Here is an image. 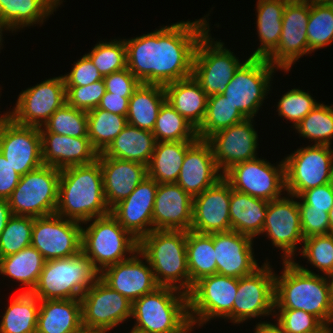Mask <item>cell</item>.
I'll return each instance as SVG.
<instances>
[{
    "label": "cell",
    "instance_id": "obj_49",
    "mask_svg": "<svg viewBox=\"0 0 333 333\" xmlns=\"http://www.w3.org/2000/svg\"><path fill=\"white\" fill-rule=\"evenodd\" d=\"M301 250V251H300ZM303 258L323 272L324 276H329L333 272V234L314 235L305 238L302 249H299Z\"/></svg>",
    "mask_w": 333,
    "mask_h": 333
},
{
    "label": "cell",
    "instance_id": "obj_66",
    "mask_svg": "<svg viewBox=\"0 0 333 333\" xmlns=\"http://www.w3.org/2000/svg\"><path fill=\"white\" fill-rule=\"evenodd\" d=\"M330 286H331V291H332V296H333V272L328 276Z\"/></svg>",
    "mask_w": 333,
    "mask_h": 333
},
{
    "label": "cell",
    "instance_id": "obj_43",
    "mask_svg": "<svg viewBox=\"0 0 333 333\" xmlns=\"http://www.w3.org/2000/svg\"><path fill=\"white\" fill-rule=\"evenodd\" d=\"M157 142L196 141L197 129L166 100L161 105L152 131Z\"/></svg>",
    "mask_w": 333,
    "mask_h": 333
},
{
    "label": "cell",
    "instance_id": "obj_13",
    "mask_svg": "<svg viewBox=\"0 0 333 333\" xmlns=\"http://www.w3.org/2000/svg\"><path fill=\"white\" fill-rule=\"evenodd\" d=\"M80 301L84 330L106 333L131 318L132 302L100 278L81 296Z\"/></svg>",
    "mask_w": 333,
    "mask_h": 333
},
{
    "label": "cell",
    "instance_id": "obj_45",
    "mask_svg": "<svg viewBox=\"0 0 333 333\" xmlns=\"http://www.w3.org/2000/svg\"><path fill=\"white\" fill-rule=\"evenodd\" d=\"M300 137L314 141V145L331 146L333 139V106L319 104L295 127Z\"/></svg>",
    "mask_w": 333,
    "mask_h": 333
},
{
    "label": "cell",
    "instance_id": "obj_16",
    "mask_svg": "<svg viewBox=\"0 0 333 333\" xmlns=\"http://www.w3.org/2000/svg\"><path fill=\"white\" fill-rule=\"evenodd\" d=\"M82 225L56 213L35 217L31 245L46 261L74 256L81 251Z\"/></svg>",
    "mask_w": 333,
    "mask_h": 333
},
{
    "label": "cell",
    "instance_id": "obj_62",
    "mask_svg": "<svg viewBox=\"0 0 333 333\" xmlns=\"http://www.w3.org/2000/svg\"><path fill=\"white\" fill-rule=\"evenodd\" d=\"M9 118H10V111L3 113V115L0 114V126Z\"/></svg>",
    "mask_w": 333,
    "mask_h": 333
},
{
    "label": "cell",
    "instance_id": "obj_56",
    "mask_svg": "<svg viewBox=\"0 0 333 333\" xmlns=\"http://www.w3.org/2000/svg\"><path fill=\"white\" fill-rule=\"evenodd\" d=\"M299 197L313 209L329 213L333 207V182L306 190Z\"/></svg>",
    "mask_w": 333,
    "mask_h": 333
},
{
    "label": "cell",
    "instance_id": "obj_6",
    "mask_svg": "<svg viewBox=\"0 0 333 333\" xmlns=\"http://www.w3.org/2000/svg\"><path fill=\"white\" fill-rule=\"evenodd\" d=\"M99 276L91 260L80 251L68 258L47 260L31 293L40 301L80 299Z\"/></svg>",
    "mask_w": 333,
    "mask_h": 333
},
{
    "label": "cell",
    "instance_id": "obj_36",
    "mask_svg": "<svg viewBox=\"0 0 333 333\" xmlns=\"http://www.w3.org/2000/svg\"><path fill=\"white\" fill-rule=\"evenodd\" d=\"M165 100L162 85L140 83L129 99L127 123L152 132L159 109Z\"/></svg>",
    "mask_w": 333,
    "mask_h": 333
},
{
    "label": "cell",
    "instance_id": "obj_44",
    "mask_svg": "<svg viewBox=\"0 0 333 333\" xmlns=\"http://www.w3.org/2000/svg\"><path fill=\"white\" fill-rule=\"evenodd\" d=\"M307 40L308 54L333 43V1L310 3Z\"/></svg>",
    "mask_w": 333,
    "mask_h": 333
},
{
    "label": "cell",
    "instance_id": "obj_39",
    "mask_svg": "<svg viewBox=\"0 0 333 333\" xmlns=\"http://www.w3.org/2000/svg\"><path fill=\"white\" fill-rule=\"evenodd\" d=\"M13 298L0 321V333H36L40 300L31 292Z\"/></svg>",
    "mask_w": 333,
    "mask_h": 333
},
{
    "label": "cell",
    "instance_id": "obj_52",
    "mask_svg": "<svg viewBox=\"0 0 333 333\" xmlns=\"http://www.w3.org/2000/svg\"><path fill=\"white\" fill-rule=\"evenodd\" d=\"M105 92L104 80L87 86L66 87V103L78 110L88 112L98 107Z\"/></svg>",
    "mask_w": 333,
    "mask_h": 333
},
{
    "label": "cell",
    "instance_id": "obj_19",
    "mask_svg": "<svg viewBox=\"0 0 333 333\" xmlns=\"http://www.w3.org/2000/svg\"><path fill=\"white\" fill-rule=\"evenodd\" d=\"M309 16L310 3L290 0L286 4L278 47L266 58L271 65L288 72L301 56L308 55Z\"/></svg>",
    "mask_w": 333,
    "mask_h": 333
},
{
    "label": "cell",
    "instance_id": "obj_21",
    "mask_svg": "<svg viewBox=\"0 0 333 333\" xmlns=\"http://www.w3.org/2000/svg\"><path fill=\"white\" fill-rule=\"evenodd\" d=\"M253 120L247 118L214 133L207 139L222 174L237 163L257 158L258 134L254 129Z\"/></svg>",
    "mask_w": 333,
    "mask_h": 333
},
{
    "label": "cell",
    "instance_id": "obj_46",
    "mask_svg": "<svg viewBox=\"0 0 333 333\" xmlns=\"http://www.w3.org/2000/svg\"><path fill=\"white\" fill-rule=\"evenodd\" d=\"M39 130L69 137H88L87 112L65 103Z\"/></svg>",
    "mask_w": 333,
    "mask_h": 333
},
{
    "label": "cell",
    "instance_id": "obj_23",
    "mask_svg": "<svg viewBox=\"0 0 333 333\" xmlns=\"http://www.w3.org/2000/svg\"><path fill=\"white\" fill-rule=\"evenodd\" d=\"M230 198L231 185L224 177L194 196L190 230L200 234L230 231Z\"/></svg>",
    "mask_w": 333,
    "mask_h": 333
},
{
    "label": "cell",
    "instance_id": "obj_38",
    "mask_svg": "<svg viewBox=\"0 0 333 333\" xmlns=\"http://www.w3.org/2000/svg\"><path fill=\"white\" fill-rule=\"evenodd\" d=\"M46 260L32 245L15 254L0 257V274L17 280L32 292L36 286Z\"/></svg>",
    "mask_w": 333,
    "mask_h": 333
},
{
    "label": "cell",
    "instance_id": "obj_9",
    "mask_svg": "<svg viewBox=\"0 0 333 333\" xmlns=\"http://www.w3.org/2000/svg\"><path fill=\"white\" fill-rule=\"evenodd\" d=\"M238 291V278L214 274L195 282L188 293V314L192 328L211 319L223 318L233 323V304Z\"/></svg>",
    "mask_w": 333,
    "mask_h": 333
},
{
    "label": "cell",
    "instance_id": "obj_69",
    "mask_svg": "<svg viewBox=\"0 0 333 333\" xmlns=\"http://www.w3.org/2000/svg\"><path fill=\"white\" fill-rule=\"evenodd\" d=\"M4 40L0 39V50L2 49L1 46H2V43Z\"/></svg>",
    "mask_w": 333,
    "mask_h": 333
},
{
    "label": "cell",
    "instance_id": "obj_68",
    "mask_svg": "<svg viewBox=\"0 0 333 333\" xmlns=\"http://www.w3.org/2000/svg\"><path fill=\"white\" fill-rule=\"evenodd\" d=\"M80 333H94V332H90V331H87V330H82Z\"/></svg>",
    "mask_w": 333,
    "mask_h": 333
},
{
    "label": "cell",
    "instance_id": "obj_51",
    "mask_svg": "<svg viewBox=\"0 0 333 333\" xmlns=\"http://www.w3.org/2000/svg\"><path fill=\"white\" fill-rule=\"evenodd\" d=\"M273 314L284 333H312L323 325L317 317L303 310L274 309Z\"/></svg>",
    "mask_w": 333,
    "mask_h": 333
},
{
    "label": "cell",
    "instance_id": "obj_3",
    "mask_svg": "<svg viewBox=\"0 0 333 333\" xmlns=\"http://www.w3.org/2000/svg\"><path fill=\"white\" fill-rule=\"evenodd\" d=\"M55 213L82 224L110 213L98 160L61 170Z\"/></svg>",
    "mask_w": 333,
    "mask_h": 333
},
{
    "label": "cell",
    "instance_id": "obj_55",
    "mask_svg": "<svg viewBox=\"0 0 333 333\" xmlns=\"http://www.w3.org/2000/svg\"><path fill=\"white\" fill-rule=\"evenodd\" d=\"M106 92L130 98L134 90L140 85V81L128 68L111 73L103 78Z\"/></svg>",
    "mask_w": 333,
    "mask_h": 333
},
{
    "label": "cell",
    "instance_id": "obj_11",
    "mask_svg": "<svg viewBox=\"0 0 333 333\" xmlns=\"http://www.w3.org/2000/svg\"><path fill=\"white\" fill-rule=\"evenodd\" d=\"M278 70L265 58L248 57L238 68L223 95L246 118H254L264 103Z\"/></svg>",
    "mask_w": 333,
    "mask_h": 333
},
{
    "label": "cell",
    "instance_id": "obj_20",
    "mask_svg": "<svg viewBox=\"0 0 333 333\" xmlns=\"http://www.w3.org/2000/svg\"><path fill=\"white\" fill-rule=\"evenodd\" d=\"M0 152L21 176L39 168L43 165L39 127L20 125L9 118L0 126Z\"/></svg>",
    "mask_w": 333,
    "mask_h": 333
},
{
    "label": "cell",
    "instance_id": "obj_37",
    "mask_svg": "<svg viewBox=\"0 0 333 333\" xmlns=\"http://www.w3.org/2000/svg\"><path fill=\"white\" fill-rule=\"evenodd\" d=\"M195 141L157 142L151 161L147 166L148 176L158 184L176 183L186 150Z\"/></svg>",
    "mask_w": 333,
    "mask_h": 333
},
{
    "label": "cell",
    "instance_id": "obj_26",
    "mask_svg": "<svg viewBox=\"0 0 333 333\" xmlns=\"http://www.w3.org/2000/svg\"><path fill=\"white\" fill-rule=\"evenodd\" d=\"M222 177L210 143L198 138L186 150L176 183L194 197L213 186Z\"/></svg>",
    "mask_w": 333,
    "mask_h": 333
},
{
    "label": "cell",
    "instance_id": "obj_53",
    "mask_svg": "<svg viewBox=\"0 0 333 333\" xmlns=\"http://www.w3.org/2000/svg\"><path fill=\"white\" fill-rule=\"evenodd\" d=\"M296 198L300 201H298V207L301 218V231L304 239L314 235L330 234L329 213L313 209L300 197Z\"/></svg>",
    "mask_w": 333,
    "mask_h": 333
},
{
    "label": "cell",
    "instance_id": "obj_28",
    "mask_svg": "<svg viewBox=\"0 0 333 333\" xmlns=\"http://www.w3.org/2000/svg\"><path fill=\"white\" fill-rule=\"evenodd\" d=\"M103 175L104 195L107 206L111 209L127 198L148 176L147 166L141 163L106 157L98 154Z\"/></svg>",
    "mask_w": 333,
    "mask_h": 333
},
{
    "label": "cell",
    "instance_id": "obj_30",
    "mask_svg": "<svg viewBox=\"0 0 333 333\" xmlns=\"http://www.w3.org/2000/svg\"><path fill=\"white\" fill-rule=\"evenodd\" d=\"M80 299L41 300L36 333H80Z\"/></svg>",
    "mask_w": 333,
    "mask_h": 333
},
{
    "label": "cell",
    "instance_id": "obj_65",
    "mask_svg": "<svg viewBox=\"0 0 333 333\" xmlns=\"http://www.w3.org/2000/svg\"><path fill=\"white\" fill-rule=\"evenodd\" d=\"M130 333H151V332L143 331L141 329L132 327Z\"/></svg>",
    "mask_w": 333,
    "mask_h": 333
},
{
    "label": "cell",
    "instance_id": "obj_5",
    "mask_svg": "<svg viewBox=\"0 0 333 333\" xmlns=\"http://www.w3.org/2000/svg\"><path fill=\"white\" fill-rule=\"evenodd\" d=\"M134 328L151 333H191L188 294L159 286L132 302Z\"/></svg>",
    "mask_w": 333,
    "mask_h": 333
},
{
    "label": "cell",
    "instance_id": "obj_25",
    "mask_svg": "<svg viewBox=\"0 0 333 333\" xmlns=\"http://www.w3.org/2000/svg\"><path fill=\"white\" fill-rule=\"evenodd\" d=\"M253 242L251 237L233 230L213 233L217 274L240 278L258 269Z\"/></svg>",
    "mask_w": 333,
    "mask_h": 333
},
{
    "label": "cell",
    "instance_id": "obj_4",
    "mask_svg": "<svg viewBox=\"0 0 333 333\" xmlns=\"http://www.w3.org/2000/svg\"><path fill=\"white\" fill-rule=\"evenodd\" d=\"M187 231L152 230L139 240V251L148 260L159 286L190 292L186 250Z\"/></svg>",
    "mask_w": 333,
    "mask_h": 333
},
{
    "label": "cell",
    "instance_id": "obj_8",
    "mask_svg": "<svg viewBox=\"0 0 333 333\" xmlns=\"http://www.w3.org/2000/svg\"><path fill=\"white\" fill-rule=\"evenodd\" d=\"M61 170L49 165L21 176L7 199L12 215L43 217L55 214Z\"/></svg>",
    "mask_w": 333,
    "mask_h": 333
},
{
    "label": "cell",
    "instance_id": "obj_24",
    "mask_svg": "<svg viewBox=\"0 0 333 333\" xmlns=\"http://www.w3.org/2000/svg\"><path fill=\"white\" fill-rule=\"evenodd\" d=\"M158 183L147 176L125 199L110 209L119 224L137 240L153 230V208Z\"/></svg>",
    "mask_w": 333,
    "mask_h": 333
},
{
    "label": "cell",
    "instance_id": "obj_67",
    "mask_svg": "<svg viewBox=\"0 0 333 333\" xmlns=\"http://www.w3.org/2000/svg\"><path fill=\"white\" fill-rule=\"evenodd\" d=\"M5 29L0 25V39H3L2 38V35H3V31H4Z\"/></svg>",
    "mask_w": 333,
    "mask_h": 333
},
{
    "label": "cell",
    "instance_id": "obj_48",
    "mask_svg": "<svg viewBox=\"0 0 333 333\" xmlns=\"http://www.w3.org/2000/svg\"><path fill=\"white\" fill-rule=\"evenodd\" d=\"M34 218L12 215L0 235V257L15 254L31 245Z\"/></svg>",
    "mask_w": 333,
    "mask_h": 333
},
{
    "label": "cell",
    "instance_id": "obj_15",
    "mask_svg": "<svg viewBox=\"0 0 333 333\" xmlns=\"http://www.w3.org/2000/svg\"><path fill=\"white\" fill-rule=\"evenodd\" d=\"M275 272L266 260L252 274L238 278V291L233 304V323L274 315Z\"/></svg>",
    "mask_w": 333,
    "mask_h": 333
},
{
    "label": "cell",
    "instance_id": "obj_22",
    "mask_svg": "<svg viewBox=\"0 0 333 333\" xmlns=\"http://www.w3.org/2000/svg\"><path fill=\"white\" fill-rule=\"evenodd\" d=\"M99 278L131 302L159 287L148 260L139 250L130 258L104 269Z\"/></svg>",
    "mask_w": 333,
    "mask_h": 333
},
{
    "label": "cell",
    "instance_id": "obj_2",
    "mask_svg": "<svg viewBox=\"0 0 333 333\" xmlns=\"http://www.w3.org/2000/svg\"><path fill=\"white\" fill-rule=\"evenodd\" d=\"M275 274V308L303 310L323 324H333V296L328 276L316 274L295 260L283 261Z\"/></svg>",
    "mask_w": 333,
    "mask_h": 333
},
{
    "label": "cell",
    "instance_id": "obj_63",
    "mask_svg": "<svg viewBox=\"0 0 333 333\" xmlns=\"http://www.w3.org/2000/svg\"><path fill=\"white\" fill-rule=\"evenodd\" d=\"M330 233L333 234V207L329 211Z\"/></svg>",
    "mask_w": 333,
    "mask_h": 333
},
{
    "label": "cell",
    "instance_id": "obj_60",
    "mask_svg": "<svg viewBox=\"0 0 333 333\" xmlns=\"http://www.w3.org/2000/svg\"><path fill=\"white\" fill-rule=\"evenodd\" d=\"M12 216L7 199H0V235L5 229L9 218Z\"/></svg>",
    "mask_w": 333,
    "mask_h": 333
},
{
    "label": "cell",
    "instance_id": "obj_47",
    "mask_svg": "<svg viewBox=\"0 0 333 333\" xmlns=\"http://www.w3.org/2000/svg\"><path fill=\"white\" fill-rule=\"evenodd\" d=\"M86 55L103 77L127 68V48L124 39L100 41Z\"/></svg>",
    "mask_w": 333,
    "mask_h": 333
},
{
    "label": "cell",
    "instance_id": "obj_61",
    "mask_svg": "<svg viewBox=\"0 0 333 333\" xmlns=\"http://www.w3.org/2000/svg\"><path fill=\"white\" fill-rule=\"evenodd\" d=\"M332 324H323L319 329L312 333H333Z\"/></svg>",
    "mask_w": 333,
    "mask_h": 333
},
{
    "label": "cell",
    "instance_id": "obj_57",
    "mask_svg": "<svg viewBox=\"0 0 333 333\" xmlns=\"http://www.w3.org/2000/svg\"><path fill=\"white\" fill-rule=\"evenodd\" d=\"M21 175L12 169L4 155L0 152V199H8L17 187Z\"/></svg>",
    "mask_w": 333,
    "mask_h": 333
},
{
    "label": "cell",
    "instance_id": "obj_14",
    "mask_svg": "<svg viewBox=\"0 0 333 333\" xmlns=\"http://www.w3.org/2000/svg\"><path fill=\"white\" fill-rule=\"evenodd\" d=\"M223 177L233 190L266 201L281 198L285 189L284 160L274 166L266 159L254 158L229 168Z\"/></svg>",
    "mask_w": 333,
    "mask_h": 333
},
{
    "label": "cell",
    "instance_id": "obj_1",
    "mask_svg": "<svg viewBox=\"0 0 333 333\" xmlns=\"http://www.w3.org/2000/svg\"><path fill=\"white\" fill-rule=\"evenodd\" d=\"M207 15L124 39L129 71L141 83L162 86L191 77L197 43L210 30Z\"/></svg>",
    "mask_w": 333,
    "mask_h": 333
},
{
    "label": "cell",
    "instance_id": "obj_29",
    "mask_svg": "<svg viewBox=\"0 0 333 333\" xmlns=\"http://www.w3.org/2000/svg\"><path fill=\"white\" fill-rule=\"evenodd\" d=\"M41 133L42 162L57 169L95 162L98 152L88 137H69L51 132Z\"/></svg>",
    "mask_w": 333,
    "mask_h": 333
},
{
    "label": "cell",
    "instance_id": "obj_64",
    "mask_svg": "<svg viewBox=\"0 0 333 333\" xmlns=\"http://www.w3.org/2000/svg\"><path fill=\"white\" fill-rule=\"evenodd\" d=\"M298 2H306V3H320V2H331L333 0H295Z\"/></svg>",
    "mask_w": 333,
    "mask_h": 333
},
{
    "label": "cell",
    "instance_id": "obj_12",
    "mask_svg": "<svg viewBox=\"0 0 333 333\" xmlns=\"http://www.w3.org/2000/svg\"><path fill=\"white\" fill-rule=\"evenodd\" d=\"M286 194L299 197L304 191L333 182V149L326 145L300 147L284 158Z\"/></svg>",
    "mask_w": 333,
    "mask_h": 333
},
{
    "label": "cell",
    "instance_id": "obj_54",
    "mask_svg": "<svg viewBox=\"0 0 333 333\" xmlns=\"http://www.w3.org/2000/svg\"><path fill=\"white\" fill-rule=\"evenodd\" d=\"M65 87L87 86L96 81L103 80L102 74L85 54L74 62L70 73L63 75Z\"/></svg>",
    "mask_w": 333,
    "mask_h": 333
},
{
    "label": "cell",
    "instance_id": "obj_17",
    "mask_svg": "<svg viewBox=\"0 0 333 333\" xmlns=\"http://www.w3.org/2000/svg\"><path fill=\"white\" fill-rule=\"evenodd\" d=\"M66 103V87L62 76L53 77L29 87L18 95L10 118L24 126L42 127Z\"/></svg>",
    "mask_w": 333,
    "mask_h": 333
},
{
    "label": "cell",
    "instance_id": "obj_35",
    "mask_svg": "<svg viewBox=\"0 0 333 333\" xmlns=\"http://www.w3.org/2000/svg\"><path fill=\"white\" fill-rule=\"evenodd\" d=\"M290 0H257V33L260 46L250 57L267 58L279 44L282 18Z\"/></svg>",
    "mask_w": 333,
    "mask_h": 333
},
{
    "label": "cell",
    "instance_id": "obj_32",
    "mask_svg": "<svg viewBox=\"0 0 333 333\" xmlns=\"http://www.w3.org/2000/svg\"><path fill=\"white\" fill-rule=\"evenodd\" d=\"M63 0H0V25L6 31L43 24ZM37 22V23H36Z\"/></svg>",
    "mask_w": 333,
    "mask_h": 333
},
{
    "label": "cell",
    "instance_id": "obj_33",
    "mask_svg": "<svg viewBox=\"0 0 333 333\" xmlns=\"http://www.w3.org/2000/svg\"><path fill=\"white\" fill-rule=\"evenodd\" d=\"M269 201L233 190L230 198L231 230L252 239L262 233Z\"/></svg>",
    "mask_w": 333,
    "mask_h": 333
},
{
    "label": "cell",
    "instance_id": "obj_40",
    "mask_svg": "<svg viewBox=\"0 0 333 333\" xmlns=\"http://www.w3.org/2000/svg\"><path fill=\"white\" fill-rule=\"evenodd\" d=\"M186 250L191 291L193 284L199 279L217 273L213 233L187 231Z\"/></svg>",
    "mask_w": 333,
    "mask_h": 333
},
{
    "label": "cell",
    "instance_id": "obj_41",
    "mask_svg": "<svg viewBox=\"0 0 333 333\" xmlns=\"http://www.w3.org/2000/svg\"><path fill=\"white\" fill-rule=\"evenodd\" d=\"M247 119L223 94L207 99L206 114L197 129L199 139L207 140L214 133Z\"/></svg>",
    "mask_w": 333,
    "mask_h": 333
},
{
    "label": "cell",
    "instance_id": "obj_27",
    "mask_svg": "<svg viewBox=\"0 0 333 333\" xmlns=\"http://www.w3.org/2000/svg\"><path fill=\"white\" fill-rule=\"evenodd\" d=\"M193 197L177 183L158 184L153 208V230L189 231Z\"/></svg>",
    "mask_w": 333,
    "mask_h": 333
},
{
    "label": "cell",
    "instance_id": "obj_34",
    "mask_svg": "<svg viewBox=\"0 0 333 333\" xmlns=\"http://www.w3.org/2000/svg\"><path fill=\"white\" fill-rule=\"evenodd\" d=\"M156 143L155 136L151 131L127 124L103 154L106 157L133 161L148 166Z\"/></svg>",
    "mask_w": 333,
    "mask_h": 333
},
{
    "label": "cell",
    "instance_id": "obj_50",
    "mask_svg": "<svg viewBox=\"0 0 333 333\" xmlns=\"http://www.w3.org/2000/svg\"><path fill=\"white\" fill-rule=\"evenodd\" d=\"M318 104L308 92L294 88L282 95L276 106L278 116L293 122L295 128Z\"/></svg>",
    "mask_w": 333,
    "mask_h": 333
},
{
    "label": "cell",
    "instance_id": "obj_58",
    "mask_svg": "<svg viewBox=\"0 0 333 333\" xmlns=\"http://www.w3.org/2000/svg\"><path fill=\"white\" fill-rule=\"evenodd\" d=\"M129 99L130 98H124L121 95L105 92L104 96L101 98L98 108L113 114L127 116Z\"/></svg>",
    "mask_w": 333,
    "mask_h": 333
},
{
    "label": "cell",
    "instance_id": "obj_10",
    "mask_svg": "<svg viewBox=\"0 0 333 333\" xmlns=\"http://www.w3.org/2000/svg\"><path fill=\"white\" fill-rule=\"evenodd\" d=\"M209 32L197 43L192 69V76L208 97L223 94L235 72L244 63L223 42L214 41Z\"/></svg>",
    "mask_w": 333,
    "mask_h": 333
},
{
    "label": "cell",
    "instance_id": "obj_42",
    "mask_svg": "<svg viewBox=\"0 0 333 333\" xmlns=\"http://www.w3.org/2000/svg\"><path fill=\"white\" fill-rule=\"evenodd\" d=\"M127 124L126 116L98 107L87 112L88 138L98 153H103Z\"/></svg>",
    "mask_w": 333,
    "mask_h": 333
},
{
    "label": "cell",
    "instance_id": "obj_7",
    "mask_svg": "<svg viewBox=\"0 0 333 333\" xmlns=\"http://www.w3.org/2000/svg\"><path fill=\"white\" fill-rule=\"evenodd\" d=\"M83 224L87 227L82 226L81 251L99 273L130 258L139 249V240L124 229L111 213Z\"/></svg>",
    "mask_w": 333,
    "mask_h": 333
},
{
    "label": "cell",
    "instance_id": "obj_18",
    "mask_svg": "<svg viewBox=\"0 0 333 333\" xmlns=\"http://www.w3.org/2000/svg\"><path fill=\"white\" fill-rule=\"evenodd\" d=\"M293 198L295 196L287 194L286 197L269 201L261 233L271 240L272 245L284 252L281 255L283 261L294 260L298 243L304 241L298 200Z\"/></svg>",
    "mask_w": 333,
    "mask_h": 333
},
{
    "label": "cell",
    "instance_id": "obj_59",
    "mask_svg": "<svg viewBox=\"0 0 333 333\" xmlns=\"http://www.w3.org/2000/svg\"><path fill=\"white\" fill-rule=\"evenodd\" d=\"M254 333H284L280 324L276 322L275 324L261 321L256 324V328H254Z\"/></svg>",
    "mask_w": 333,
    "mask_h": 333
},
{
    "label": "cell",
    "instance_id": "obj_31",
    "mask_svg": "<svg viewBox=\"0 0 333 333\" xmlns=\"http://www.w3.org/2000/svg\"><path fill=\"white\" fill-rule=\"evenodd\" d=\"M166 101L198 129L205 117L207 94L193 76L166 84Z\"/></svg>",
    "mask_w": 333,
    "mask_h": 333
}]
</instances>
